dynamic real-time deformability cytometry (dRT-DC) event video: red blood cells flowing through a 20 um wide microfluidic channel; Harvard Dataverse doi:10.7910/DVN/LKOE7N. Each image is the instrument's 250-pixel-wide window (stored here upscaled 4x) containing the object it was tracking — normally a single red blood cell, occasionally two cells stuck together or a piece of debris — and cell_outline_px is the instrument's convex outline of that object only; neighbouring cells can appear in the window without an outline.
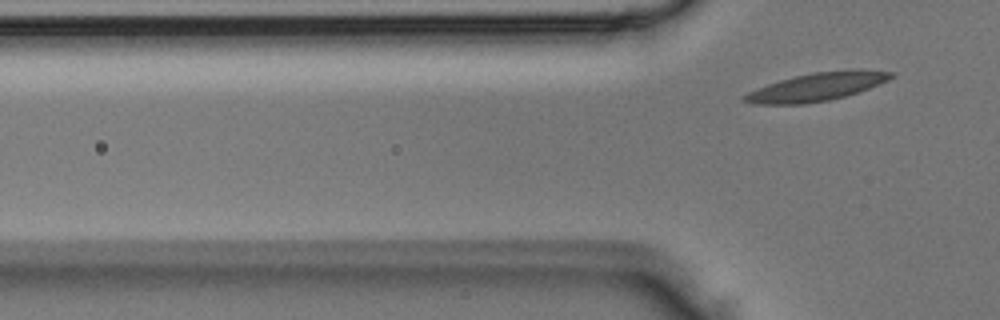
{"species": "Egyptian fruit bat (a non-hibernating species)", "species_latin": "Rousettus aegyptiacus", "temperature_condition": "room temperature", "stored_images_in_passage": 6, "segment_of_instrument_passage": [2, 2], "camera_frame_rate_fps": 3000, "um_per_image_px": 0.085, "animal": {"sex": "male"}, "frame": {"image": 1, "passage_image": 6, "time_ms": 1.667, "image_size_px": [1000, 320], "cell_outline_px": [[896, 76], [888, 80], [868, 88], [844, 96], [828, 100], [804, 104], [752, 104], [744, 100], [744, 96], [748, 92], [756, 88], [780, 80], [796, 76], [816, 72], [848, 68], [864, 68], [896, 72]], "centroid_in_image_um": [69.52, 7.35], "position_along_channel_um": 56.3, "area_um2": 24.16}}